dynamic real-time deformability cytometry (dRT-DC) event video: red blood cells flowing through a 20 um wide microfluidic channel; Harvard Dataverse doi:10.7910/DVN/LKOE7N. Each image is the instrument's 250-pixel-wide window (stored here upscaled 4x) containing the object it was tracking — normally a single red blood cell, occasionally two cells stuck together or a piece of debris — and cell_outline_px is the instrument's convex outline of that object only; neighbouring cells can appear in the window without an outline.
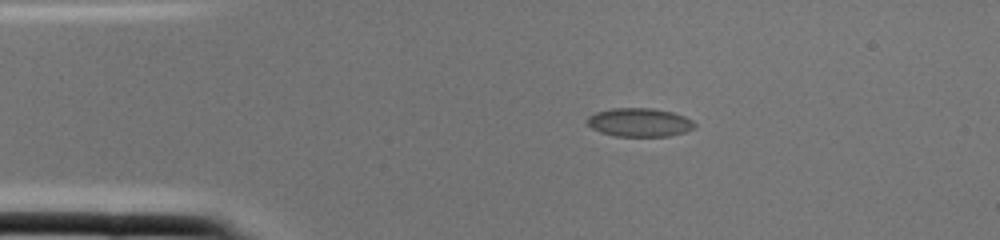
{"species": "common noctule bat (a hibernating species)", "species_latin": "Nyctalus noctula", "temperature_condition": "cold", "stored_images_in_passage": 1, "camera_frame_rate_fps": 3000, "um_per_image_px": 0.085, "animal": {"sex": "female", "body_mass_g": 22.0, "forearm_length_mm": 56.7}, "frame": {"image": 1, "passage_image": 1, "time_ms": 0.0, "image_size_px": [1000, 240], "cell_outline_px": [[696, 124], [692, 128], [684, 132], [668, 136], [616, 136], [600, 132], [592, 128], [584, 120], [588, 116], [596, 112], [612, 108], [652, 108], [672, 112], [684, 116], [692, 120]], "centroid_in_image_um": [54.32, 10.39], "position_along_channel_um": 30.7, "area_um2": 17.86}}